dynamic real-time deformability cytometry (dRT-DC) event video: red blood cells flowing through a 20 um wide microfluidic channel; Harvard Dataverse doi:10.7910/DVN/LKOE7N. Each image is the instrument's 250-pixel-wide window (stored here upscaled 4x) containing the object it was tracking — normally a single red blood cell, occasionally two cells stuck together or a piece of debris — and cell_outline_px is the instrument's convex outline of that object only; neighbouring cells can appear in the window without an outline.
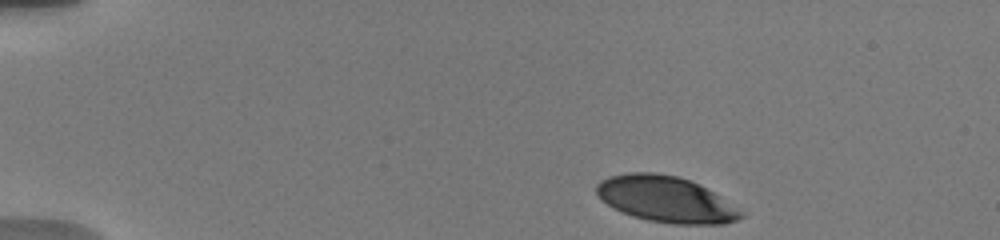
{"species": "human", "species_latin": "Homo sapiens", "temperature_condition": "warm", "stored_images_in_passage": 11, "camera_frame_rate_fps": 3000, "um_per_image_px": 0.085, "donor": {"sex": "male"}, "frame": {"image": 1, "passage_image": 1, "time_ms": 0.0, "image_size_px": [1000, 240], "cell_outline_px": [[744, 216], [736, 220], [724, 224], [672, 224], [648, 220], [632, 216], [612, 208], [596, 192], [596, 184], [600, 180], [608, 176], [628, 172], [656, 172], [676, 176], [700, 184], [720, 196], [744, 212]], "centroid_in_image_um": [56.59, 16.93], "position_along_channel_um": 28.4, "area_um2": 38.78}}
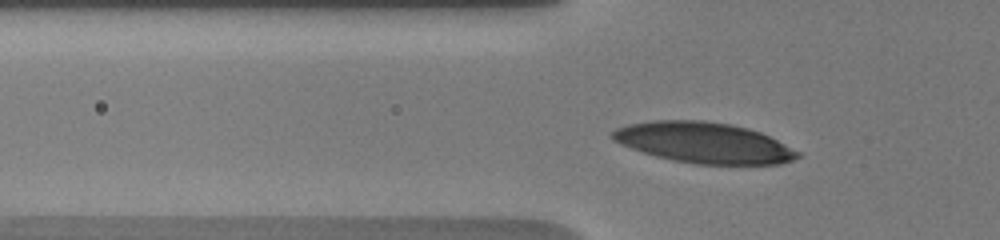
{"frame": {"image": 2, "passage_image": 9, "time_ms": 3.333, "image_size_px": [1000, 240], "cell_outline_px": [[800, 156], [792, 160], [780, 164], [696, 164], [656, 156], [620, 144], [612, 140], [612, 132], [616, 128], [628, 124], [652, 120], [704, 120], [732, 124], [748, 128], [760, 132], [800, 152]], "centroid_in_image_um": [59.82, 12.12], "position_along_channel_um": 66.0, "area_um2": 43.7}}